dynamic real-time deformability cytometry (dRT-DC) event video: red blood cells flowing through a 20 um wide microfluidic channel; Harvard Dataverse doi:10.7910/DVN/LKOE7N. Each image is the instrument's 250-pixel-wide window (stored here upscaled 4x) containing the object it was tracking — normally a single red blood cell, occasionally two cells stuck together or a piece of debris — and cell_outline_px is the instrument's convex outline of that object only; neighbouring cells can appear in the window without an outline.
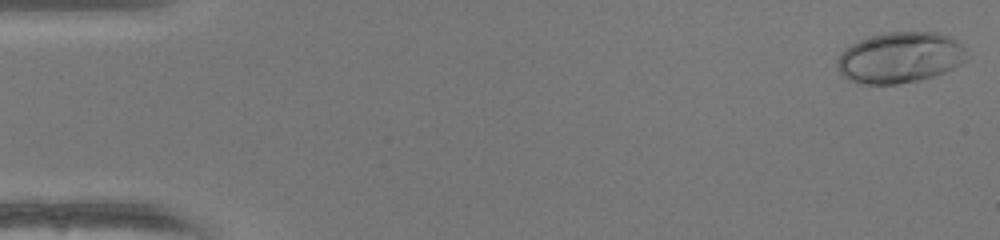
{"species": "human", "species_latin": "Homo sapiens", "temperature_condition": "warm", "stored_images_in_passage": 49, "camera_frame_rate_fps": 3000, "um_per_image_px": 0.085, "donor": {"sex": "female"}, "frame": {"image": 1, "passage_image": 1, "time_ms": 0.0, "image_size_px": [1000, 240], "cell_outline_px": [[964, 60], [960, 64], [944, 72], [932, 76], [916, 80], [896, 84], [860, 84], [848, 80], [836, 68], [836, 60], [840, 52], [852, 44], [860, 40], [884, 32], [940, 32], [952, 36], [964, 48]], "centroid_in_image_um": [76.45, 4.88], "position_along_channel_um": 8.6, "area_um2": 38.32}}
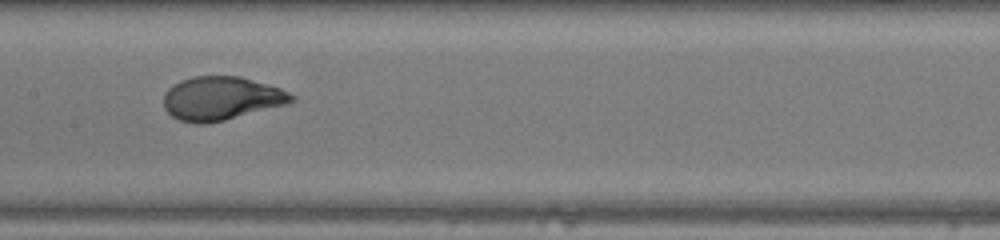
{"frame": {"image": 2, "passage_image": 25, "time_ms": 8.0, "image_size_px": [1000, 240], "cell_outline_px": [[296, 100], [288, 104], [208, 124], [196, 124], [180, 120], [172, 116], [164, 108], [164, 92], [172, 84], [180, 80], [192, 76], [240, 76], [280, 88], [296, 96]], "centroid_in_image_um": [18.8, 8.36], "position_along_channel_um": 188.6, "area_um2": 32.66}}
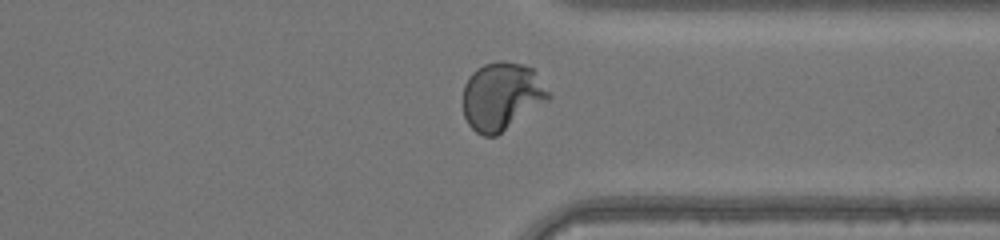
{"frame": {"image": 3, "passage_image": 38, "time_ms": 12.333, "image_size_px": [1000, 240], "cell_outline_px": [[552, 96], [548, 100], [496, 136], [484, 136], [476, 132], [468, 124], [464, 116], [464, 84], [468, 76], [476, 68], [484, 64], [500, 60], [504, 60], [520, 64], [532, 68], [552, 92]], "centroid_in_image_um": [42.65, 8.16], "position_along_channel_um": 368.7, "area_um2": 33.93}}